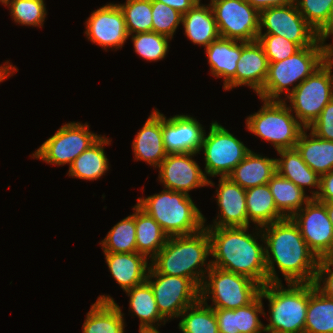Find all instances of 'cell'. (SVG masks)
Listing matches in <instances>:
<instances>
[{"instance_id":"obj_1","label":"cell","mask_w":333,"mask_h":333,"mask_svg":"<svg viewBox=\"0 0 333 333\" xmlns=\"http://www.w3.org/2000/svg\"><path fill=\"white\" fill-rule=\"evenodd\" d=\"M261 231L268 283H282L275 265L286 283H314L319 259L309 249L299 227L291 218L262 226Z\"/></svg>"},{"instance_id":"obj_2","label":"cell","mask_w":333,"mask_h":333,"mask_svg":"<svg viewBox=\"0 0 333 333\" xmlns=\"http://www.w3.org/2000/svg\"><path fill=\"white\" fill-rule=\"evenodd\" d=\"M249 227H204L210 238L211 266L234 272L264 286L268 283L265 245L261 227L248 232ZM258 230V231H257ZM256 234V235H255ZM258 236V237H257Z\"/></svg>"},{"instance_id":"obj_3","label":"cell","mask_w":333,"mask_h":333,"mask_svg":"<svg viewBox=\"0 0 333 333\" xmlns=\"http://www.w3.org/2000/svg\"><path fill=\"white\" fill-rule=\"evenodd\" d=\"M209 256L210 238L203 228L192 235L169 236L150 260V266L160 274L189 278L201 288L211 267L210 260L207 263Z\"/></svg>"},{"instance_id":"obj_4","label":"cell","mask_w":333,"mask_h":333,"mask_svg":"<svg viewBox=\"0 0 333 333\" xmlns=\"http://www.w3.org/2000/svg\"><path fill=\"white\" fill-rule=\"evenodd\" d=\"M325 43L326 40L320 37L313 45L301 48L282 61L269 62L266 81L257 93L259 99L283 101L281 99L283 94H286L284 96L287 98L299 84L327 60Z\"/></svg>"},{"instance_id":"obj_5","label":"cell","mask_w":333,"mask_h":333,"mask_svg":"<svg viewBox=\"0 0 333 333\" xmlns=\"http://www.w3.org/2000/svg\"><path fill=\"white\" fill-rule=\"evenodd\" d=\"M137 205L149 214L168 236L192 235L205 227L206 218L190 195L163 189L137 199Z\"/></svg>"},{"instance_id":"obj_6","label":"cell","mask_w":333,"mask_h":333,"mask_svg":"<svg viewBox=\"0 0 333 333\" xmlns=\"http://www.w3.org/2000/svg\"><path fill=\"white\" fill-rule=\"evenodd\" d=\"M260 295L269 302L265 333H304L309 283H287V288L282 283H267Z\"/></svg>"},{"instance_id":"obj_7","label":"cell","mask_w":333,"mask_h":333,"mask_svg":"<svg viewBox=\"0 0 333 333\" xmlns=\"http://www.w3.org/2000/svg\"><path fill=\"white\" fill-rule=\"evenodd\" d=\"M326 50L327 60L283 99L289 100L291 112L305 129L333 98V43H327Z\"/></svg>"},{"instance_id":"obj_8","label":"cell","mask_w":333,"mask_h":333,"mask_svg":"<svg viewBox=\"0 0 333 333\" xmlns=\"http://www.w3.org/2000/svg\"><path fill=\"white\" fill-rule=\"evenodd\" d=\"M262 102L261 109L246 118L247 130L271 143L276 151L295 148L305 128L291 112L288 101Z\"/></svg>"},{"instance_id":"obj_9","label":"cell","mask_w":333,"mask_h":333,"mask_svg":"<svg viewBox=\"0 0 333 333\" xmlns=\"http://www.w3.org/2000/svg\"><path fill=\"white\" fill-rule=\"evenodd\" d=\"M261 287L249 277L211 266L200 288V299H211L208 306L213 309H236L253 302Z\"/></svg>"},{"instance_id":"obj_10","label":"cell","mask_w":333,"mask_h":333,"mask_svg":"<svg viewBox=\"0 0 333 333\" xmlns=\"http://www.w3.org/2000/svg\"><path fill=\"white\" fill-rule=\"evenodd\" d=\"M201 151L205 161L203 172L209 180V176L227 177L251 150L224 126L213 121L208 134L204 133Z\"/></svg>"},{"instance_id":"obj_11","label":"cell","mask_w":333,"mask_h":333,"mask_svg":"<svg viewBox=\"0 0 333 333\" xmlns=\"http://www.w3.org/2000/svg\"><path fill=\"white\" fill-rule=\"evenodd\" d=\"M89 127L88 123L80 122L63 124L54 135L35 150L31 157L47 164L70 166L83 151L101 137L91 132Z\"/></svg>"},{"instance_id":"obj_12","label":"cell","mask_w":333,"mask_h":333,"mask_svg":"<svg viewBox=\"0 0 333 333\" xmlns=\"http://www.w3.org/2000/svg\"><path fill=\"white\" fill-rule=\"evenodd\" d=\"M146 282L151 286L157 308L166 321L179 318L187 307L200 299V288L186 277L160 274L150 266Z\"/></svg>"},{"instance_id":"obj_13","label":"cell","mask_w":333,"mask_h":333,"mask_svg":"<svg viewBox=\"0 0 333 333\" xmlns=\"http://www.w3.org/2000/svg\"><path fill=\"white\" fill-rule=\"evenodd\" d=\"M266 32H262V30ZM259 34L279 35L300 48L313 45L320 36L307 23L295 2L284 6L270 7L259 12Z\"/></svg>"},{"instance_id":"obj_14","label":"cell","mask_w":333,"mask_h":333,"mask_svg":"<svg viewBox=\"0 0 333 333\" xmlns=\"http://www.w3.org/2000/svg\"><path fill=\"white\" fill-rule=\"evenodd\" d=\"M222 38L251 42L259 35V12L246 0H219L211 5Z\"/></svg>"},{"instance_id":"obj_15","label":"cell","mask_w":333,"mask_h":333,"mask_svg":"<svg viewBox=\"0 0 333 333\" xmlns=\"http://www.w3.org/2000/svg\"><path fill=\"white\" fill-rule=\"evenodd\" d=\"M291 219L318 259L333 255V226L325 202L311 198Z\"/></svg>"},{"instance_id":"obj_16","label":"cell","mask_w":333,"mask_h":333,"mask_svg":"<svg viewBox=\"0 0 333 333\" xmlns=\"http://www.w3.org/2000/svg\"><path fill=\"white\" fill-rule=\"evenodd\" d=\"M192 156H196V153L167 154L158 167V178L164 189L189 195L193 189L215 186L211 179L205 177L203 170Z\"/></svg>"},{"instance_id":"obj_17","label":"cell","mask_w":333,"mask_h":333,"mask_svg":"<svg viewBox=\"0 0 333 333\" xmlns=\"http://www.w3.org/2000/svg\"><path fill=\"white\" fill-rule=\"evenodd\" d=\"M85 36L104 50L123 47L129 38L125 18L118 4L108 3L94 10L87 18Z\"/></svg>"},{"instance_id":"obj_18","label":"cell","mask_w":333,"mask_h":333,"mask_svg":"<svg viewBox=\"0 0 333 333\" xmlns=\"http://www.w3.org/2000/svg\"><path fill=\"white\" fill-rule=\"evenodd\" d=\"M204 127L190 115H174L167 119L162 113L163 144L167 154H200Z\"/></svg>"},{"instance_id":"obj_19","label":"cell","mask_w":333,"mask_h":333,"mask_svg":"<svg viewBox=\"0 0 333 333\" xmlns=\"http://www.w3.org/2000/svg\"><path fill=\"white\" fill-rule=\"evenodd\" d=\"M216 189L218 215L205 227H248L246 190L229 177H220Z\"/></svg>"},{"instance_id":"obj_20","label":"cell","mask_w":333,"mask_h":333,"mask_svg":"<svg viewBox=\"0 0 333 333\" xmlns=\"http://www.w3.org/2000/svg\"><path fill=\"white\" fill-rule=\"evenodd\" d=\"M242 41L218 38L210 43L205 52L213 77L223 78V89L236 87L237 62L241 57Z\"/></svg>"},{"instance_id":"obj_21","label":"cell","mask_w":333,"mask_h":333,"mask_svg":"<svg viewBox=\"0 0 333 333\" xmlns=\"http://www.w3.org/2000/svg\"><path fill=\"white\" fill-rule=\"evenodd\" d=\"M132 149L135 160H142L148 165L158 168L166 158L167 152L163 144L162 113L154 108L143 127L137 132Z\"/></svg>"},{"instance_id":"obj_22","label":"cell","mask_w":333,"mask_h":333,"mask_svg":"<svg viewBox=\"0 0 333 333\" xmlns=\"http://www.w3.org/2000/svg\"><path fill=\"white\" fill-rule=\"evenodd\" d=\"M259 295L250 304L236 309H214L219 333H265V325L259 318L267 315Z\"/></svg>"},{"instance_id":"obj_23","label":"cell","mask_w":333,"mask_h":333,"mask_svg":"<svg viewBox=\"0 0 333 333\" xmlns=\"http://www.w3.org/2000/svg\"><path fill=\"white\" fill-rule=\"evenodd\" d=\"M269 61L260 43L242 41L241 57L236 68V87L248 86L256 92L263 88L268 75Z\"/></svg>"},{"instance_id":"obj_24","label":"cell","mask_w":333,"mask_h":333,"mask_svg":"<svg viewBox=\"0 0 333 333\" xmlns=\"http://www.w3.org/2000/svg\"><path fill=\"white\" fill-rule=\"evenodd\" d=\"M104 255L112 277L123 291L146 282L150 263L145 255L137 252H104Z\"/></svg>"},{"instance_id":"obj_25","label":"cell","mask_w":333,"mask_h":333,"mask_svg":"<svg viewBox=\"0 0 333 333\" xmlns=\"http://www.w3.org/2000/svg\"><path fill=\"white\" fill-rule=\"evenodd\" d=\"M124 313L110 295H99L86 314L82 333H125Z\"/></svg>"},{"instance_id":"obj_26","label":"cell","mask_w":333,"mask_h":333,"mask_svg":"<svg viewBox=\"0 0 333 333\" xmlns=\"http://www.w3.org/2000/svg\"><path fill=\"white\" fill-rule=\"evenodd\" d=\"M182 25L187 38L195 45L205 48L220 38V33L211 6L196 3L182 15Z\"/></svg>"},{"instance_id":"obj_27","label":"cell","mask_w":333,"mask_h":333,"mask_svg":"<svg viewBox=\"0 0 333 333\" xmlns=\"http://www.w3.org/2000/svg\"><path fill=\"white\" fill-rule=\"evenodd\" d=\"M276 172V158L265 157L251 150L227 177L247 190L267 184Z\"/></svg>"},{"instance_id":"obj_28","label":"cell","mask_w":333,"mask_h":333,"mask_svg":"<svg viewBox=\"0 0 333 333\" xmlns=\"http://www.w3.org/2000/svg\"><path fill=\"white\" fill-rule=\"evenodd\" d=\"M277 154L281 157L276 158L277 173L292 181L304 192L305 187L315 188L316 191H310L311 198H315L320 190V176L304 162L296 148L280 150Z\"/></svg>"},{"instance_id":"obj_29","label":"cell","mask_w":333,"mask_h":333,"mask_svg":"<svg viewBox=\"0 0 333 333\" xmlns=\"http://www.w3.org/2000/svg\"><path fill=\"white\" fill-rule=\"evenodd\" d=\"M110 142L108 137L101 136L72 162L67 175L88 181L100 179L110 169L109 159L104 150V147L108 146Z\"/></svg>"},{"instance_id":"obj_30","label":"cell","mask_w":333,"mask_h":333,"mask_svg":"<svg viewBox=\"0 0 333 333\" xmlns=\"http://www.w3.org/2000/svg\"><path fill=\"white\" fill-rule=\"evenodd\" d=\"M304 162L320 177L333 170V141L315 136L304 129L295 146Z\"/></svg>"},{"instance_id":"obj_31","label":"cell","mask_w":333,"mask_h":333,"mask_svg":"<svg viewBox=\"0 0 333 333\" xmlns=\"http://www.w3.org/2000/svg\"><path fill=\"white\" fill-rule=\"evenodd\" d=\"M136 225V250L151 260L165 245L168 235L137 204L132 208Z\"/></svg>"},{"instance_id":"obj_32","label":"cell","mask_w":333,"mask_h":333,"mask_svg":"<svg viewBox=\"0 0 333 333\" xmlns=\"http://www.w3.org/2000/svg\"><path fill=\"white\" fill-rule=\"evenodd\" d=\"M125 292L130 297V313H134L140 320L139 330H158L161 322L165 325L167 321L160 315L152 288L147 282Z\"/></svg>"},{"instance_id":"obj_33","label":"cell","mask_w":333,"mask_h":333,"mask_svg":"<svg viewBox=\"0 0 333 333\" xmlns=\"http://www.w3.org/2000/svg\"><path fill=\"white\" fill-rule=\"evenodd\" d=\"M246 207L248 226L251 221L255 226L262 227L286 218L277 209L268 183L246 190Z\"/></svg>"},{"instance_id":"obj_34","label":"cell","mask_w":333,"mask_h":333,"mask_svg":"<svg viewBox=\"0 0 333 333\" xmlns=\"http://www.w3.org/2000/svg\"><path fill=\"white\" fill-rule=\"evenodd\" d=\"M304 333H333V299L309 283V300Z\"/></svg>"},{"instance_id":"obj_35","label":"cell","mask_w":333,"mask_h":333,"mask_svg":"<svg viewBox=\"0 0 333 333\" xmlns=\"http://www.w3.org/2000/svg\"><path fill=\"white\" fill-rule=\"evenodd\" d=\"M268 186L277 209L287 218H291L311 199L301 188L277 172L269 180Z\"/></svg>"},{"instance_id":"obj_36","label":"cell","mask_w":333,"mask_h":333,"mask_svg":"<svg viewBox=\"0 0 333 333\" xmlns=\"http://www.w3.org/2000/svg\"><path fill=\"white\" fill-rule=\"evenodd\" d=\"M178 328L182 333H219L215 311L199 299L181 314Z\"/></svg>"},{"instance_id":"obj_37","label":"cell","mask_w":333,"mask_h":333,"mask_svg":"<svg viewBox=\"0 0 333 333\" xmlns=\"http://www.w3.org/2000/svg\"><path fill=\"white\" fill-rule=\"evenodd\" d=\"M100 245L102 246L103 252H137L134 213L115 224L100 242Z\"/></svg>"},{"instance_id":"obj_38","label":"cell","mask_w":333,"mask_h":333,"mask_svg":"<svg viewBox=\"0 0 333 333\" xmlns=\"http://www.w3.org/2000/svg\"><path fill=\"white\" fill-rule=\"evenodd\" d=\"M307 23L317 34L330 37V14L333 0H293Z\"/></svg>"},{"instance_id":"obj_39","label":"cell","mask_w":333,"mask_h":333,"mask_svg":"<svg viewBox=\"0 0 333 333\" xmlns=\"http://www.w3.org/2000/svg\"><path fill=\"white\" fill-rule=\"evenodd\" d=\"M118 6L124 14L128 35L152 31L151 0H126Z\"/></svg>"},{"instance_id":"obj_40","label":"cell","mask_w":333,"mask_h":333,"mask_svg":"<svg viewBox=\"0 0 333 333\" xmlns=\"http://www.w3.org/2000/svg\"><path fill=\"white\" fill-rule=\"evenodd\" d=\"M44 0H8L4 6H9L10 16L22 26L43 27L47 16Z\"/></svg>"},{"instance_id":"obj_41","label":"cell","mask_w":333,"mask_h":333,"mask_svg":"<svg viewBox=\"0 0 333 333\" xmlns=\"http://www.w3.org/2000/svg\"><path fill=\"white\" fill-rule=\"evenodd\" d=\"M129 37H131L135 53L148 62L164 59L169 51V40H172L153 31L136 33Z\"/></svg>"},{"instance_id":"obj_42","label":"cell","mask_w":333,"mask_h":333,"mask_svg":"<svg viewBox=\"0 0 333 333\" xmlns=\"http://www.w3.org/2000/svg\"><path fill=\"white\" fill-rule=\"evenodd\" d=\"M182 22V14L170 6L152 1V31L171 39Z\"/></svg>"},{"instance_id":"obj_43","label":"cell","mask_w":333,"mask_h":333,"mask_svg":"<svg viewBox=\"0 0 333 333\" xmlns=\"http://www.w3.org/2000/svg\"><path fill=\"white\" fill-rule=\"evenodd\" d=\"M257 41L262 46L269 62L282 61L301 49L296 43L279 35L259 34Z\"/></svg>"},{"instance_id":"obj_44","label":"cell","mask_w":333,"mask_h":333,"mask_svg":"<svg viewBox=\"0 0 333 333\" xmlns=\"http://www.w3.org/2000/svg\"><path fill=\"white\" fill-rule=\"evenodd\" d=\"M333 255L319 258L314 284L326 297L333 299Z\"/></svg>"},{"instance_id":"obj_45","label":"cell","mask_w":333,"mask_h":333,"mask_svg":"<svg viewBox=\"0 0 333 333\" xmlns=\"http://www.w3.org/2000/svg\"><path fill=\"white\" fill-rule=\"evenodd\" d=\"M307 130L321 139L333 141V98Z\"/></svg>"},{"instance_id":"obj_46","label":"cell","mask_w":333,"mask_h":333,"mask_svg":"<svg viewBox=\"0 0 333 333\" xmlns=\"http://www.w3.org/2000/svg\"><path fill=\"white\" fill-rule=\"evenodd\" d=\"M315 198L321 202H333V170L320 177V190Z\"/></svg>"},{"instance_id":"obj_47","label":"cell","mask_w":333,"mask_h":333,"mask_svg":"<svg viewBox=\"0 0 333 333\" xmlns=\"http://www.w3.org/2000/svg\"><path fill=\"white\" fill-rule=\"evenodd\" d=\"M162 2L171 8L177 10L182 15L187 13L196 3L197 0H151Z\"/></svg>"},{"instance_id":"obj_48","label":"cell","mask_w":333,"mask_h":333,"mask_svg":"<svg viewBox=\"0 0 333 333\" xmlns=\"http://www.w3.org/2000/svg\"><path fill=\"white\" fill-rule=\"evenodd\" d=\"M258 12L270 8L287 5L293 0H246Z\"/></svg>"},{"instance_id":"obj_49","label":"cell","mask_w":333,"mask_h":333,"mask_svg":"<svg viewBox=\"0 0 333 333\" xmlns=\"http://www.w3.org/2000/svg\"><path fill=\"white\" fill-rule=\"evenodd\" d=\"M15 72H18V69L7 60L3 66L0 65V82L5 81V79L11 77Z\"/></svg>"},{"instance_id":"obj_50","label":"cell","mask_w":333,"mask_h":333,"mask_svg":"<svg viewBox=\"0 0 333 333\" xmlns=\"http://www.w3.org/2000/svg\"><path fill=\"white\" fill-rule=\"evenodd\" d=\"M325 206L329 215V219L331 221V224L333 226V202H325Z\"/></svg>"},{"instance_id":"obj_51","label":"cell","mask_w":333,"mask_h":333,"mask_svg":"<svg viewBox=\"0 0 333 333\" xmlns=\"http://www.w3.org/2000/svg\"><path fill=\"white\" fill-rule=\"evenodd\" d=\"M333 35V2L330 14V36Z\"/></svg>"},{"instance_id":"obj_52","label":"cell","mask_w":333,"mask_h":333,"mask_svg":"<svg viewBox=\"0 0 333 333\" xmlns=\"http://www.w3.org/2000/svg\"><path fill=\"white\" fill-rule=\"evenodd\" d=\"M139 333H160L159 330H139Z\"/></svg>"},{"instance_id":"obj_53","label":"cell","mask_w":333,"mask_h":333,"mask_svg":"<svg viewBox=\"0 0 333 333\" xmlns=\"http://www.w3.org/2000/svg\"><path fill=\"white\" fill-rule=\"evenodd\" d=\"M217 1H219V0H210L209 5L211 6L213 3L217 2ZM197 3L202 4L201 0H197Z\"/></svg>"},{"instance_id":"obj_54","label":"cell","mask_w":333,"mask_h":333,"mask_svg":"<svg viewBox=\"0 0 333 333\" xmlns=\"http://www.w3.org/2000/svg\"><path fill=\"white\" fill-rule=\"evenodd\" d=\"M8 0H0L1 4H5Z\"/></svg>"}]
</instances>
